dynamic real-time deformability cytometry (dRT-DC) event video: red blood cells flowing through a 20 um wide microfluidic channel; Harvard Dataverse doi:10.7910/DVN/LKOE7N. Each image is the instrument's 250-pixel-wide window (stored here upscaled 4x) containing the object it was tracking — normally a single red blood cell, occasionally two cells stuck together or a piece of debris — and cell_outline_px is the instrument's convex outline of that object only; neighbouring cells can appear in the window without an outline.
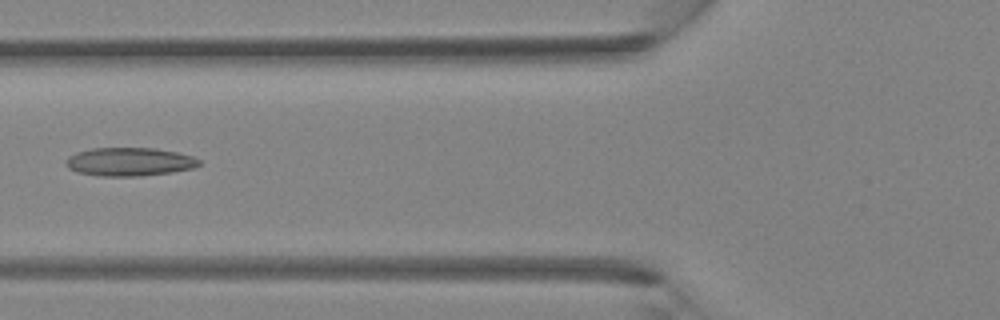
{"species": "Egyptian fruit bat (a non-hibernating species)", "species_latin": "Rousettus aegyptiacus", "temperature_condition": "room temperature", "stored_images_in_passage": 13, "camera_frame_rate_fps": 3000, "um_per_image_px": 0.085, "animal": {"sex": "female"}, "frame": {"image": 1, "passage_image": 4, "time_ms": 1.0, "image_size_px": [1000, 320], "cell_outline_px": [[200, 164], [192, 168], [172, 172], [140, 176], [100, 176], [76, 172], [68, 168], [64, 164], [64, 160], [68, 156], [76, 152], [92, 148], [156, 148], [176, 152], [192, 156], [200, 160]], "centroid_in_image_um": [10.95, 13.75], "position_along_channel_um": 114.9, "area_um2": 22.2}}
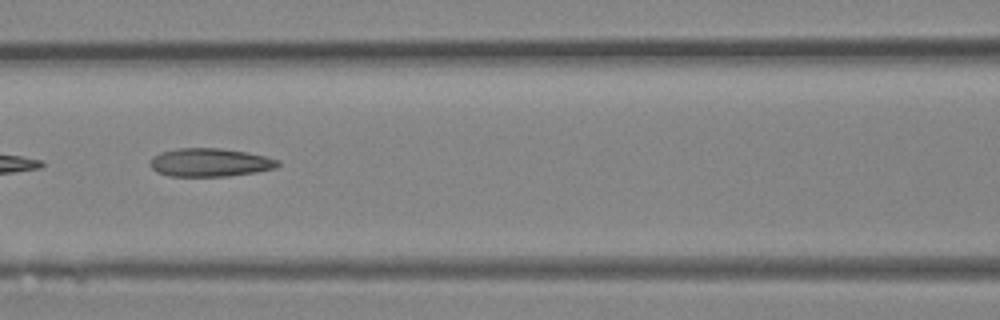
{"frame": {"image": 2, "passage_image": 6, "time_ms": 1.667, "image_size_px": [1000, 320], "cell_outline_px": [[280, 164], [276, 168], [256, 172], [228, 176], [168, 176], [156, 172], [148, 164], [152, 156], [160, 152], [176, 148], [220, 148], [248, 152], [280, 160]], "centroid_in_image_um": [17.82, 13.8], "position_along_channel_um": 148.8, "area_um2": 21.33}}
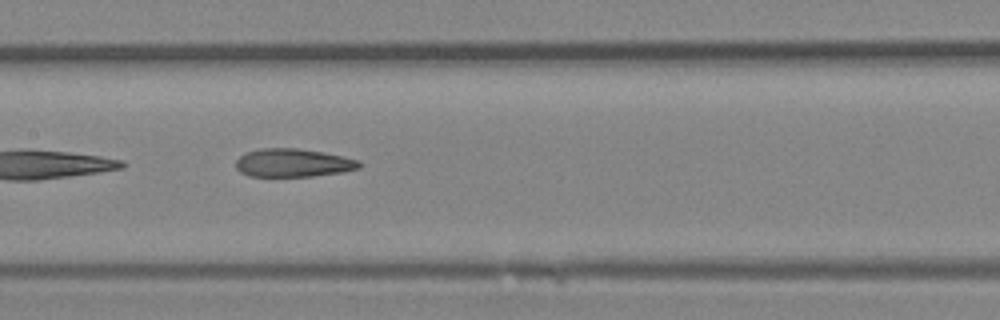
{"frame": {"image": 3, "passage_image": 8, "time_ms": 2.333, "image_size_px": [1000, 320], "cell_outline_px": [[364, 164], [360, 168], [340, 172], [312, 176], [248, 176], [240, 172], [236, 168], [236, 160], [244, 152], [260, 148], [296, 148], [324, 152], [344, 156], [360, 160]], "centroid_in_image_um": [24.92, 13.83], "position_along_channel_um": 182.5, "area_um2": 20.52}}